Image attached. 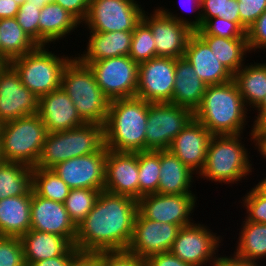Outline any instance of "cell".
<instances>
[{"label":"cell","mask_w":266,"mask_h":266,"mask_svg":"<svg viewBox=\"0 0 266 266\" xmlns=\"http://www.w3.org/2000/svg\"><path fill=\"white\" fill-rule=\"evenodd\" d=\"M197 194H149L138 200V211L147 219L180 227L193 224Z\"/></svg>","instance_id":"obj_14"},{"label":"cell","mask_w":266,"mask_h":266,"mask_svg":"<svg viewBox=\"0 0 266 266\" xmlns=\"http://www.w3.org/2000/svg\"><path fill=\"white\" fill-rule=\"evenodd\" d=\"M196 175L169 150H160V194H194L191 190Z\"/></svg>","instance_id":"obj_27"},{"label":"cell","mask_w":266,"mask_h":266,"mask_svg":"<svg viewBox=\"0 0 266 266\" xmlns=\"http://www.w3.org/2000/svg\"><path fill=\"white\" fill-rule=\"evenodd\" d=\"M3 162L2 155H1V146H0V163Z\"/></svg>","instance_id":"obj_61"},{"label":"cell","mask_w":266,"mask_h":266,"mask_svg":"<svg viewBox=\"0 0 266 266\" xmlns=\"http://www.w3.org/2000/svg\"><path fill=\"white\" fill-rule=\"evenodd\" d=\"M0 266H27L20 237L0 236Z\"/></svg>","instance_id":"obj_42"},{"label":"cell","mask_w":266,"mask_h":266,"mask_svg":"<svg viewBox=\"0 0 266 266\" xmlns=\"http://www.w3.org/2000/svg\"><path fill=\"white\" fill-rule=\"evenodd\" d=\"M147 266H192L169 252L151 255L146 259Z\"/></svg>","instance_id":"obj_49"},{"label":"cell","mask_w":266,"mask_h":266,"mask_svg":"<svg viewBox=\"0 0 266 266\" xmlns=\"http://www.w3.org/2000/svg\"><path fill=\"white\" fill-rule=\"evenodd\" d=\"M86 49L75 57L84 65L112 57L128 56L133 31L89 32ZM81 54V55H80Z\"/></svg>","instance_id":"obj_24"},{"label":"cell","mask_w":266,"mask_h":266,"mask_svg":"<svg viewBox=\"0 0 266 266\" xmlns=\"http://www.w3.org/2000/svg\"><path fill=\"white\" fill-rule=\"evenodd\" d=\"M254 188L264 197H266V177H263Z\"/></svg>","instance_id":"obj_56"},{"label":"cell","mask_w":266,"mask_h":266,"mask_svg":"<svg viewBox=\"0 0 266 266\" xmlns=\"http://www.w3.org/2000/svg\"><path fill=\"white\" fill-rule=\"evenodd\" d=\"M30 217L32 230L63 236L74 245L76 226L64 203L42 198L32 189Z\"/></svg>","instance_id":"obj_20"},{"label":"cell","mask_w":266,"mask_h":266,"mask_svg":"<svg viewBox=\"0 0 266 266\" xmlns=\"http://www.w3.org/2000/svg\"><path fill=\"white\" fill-rule=\"evenodd\" d=\"M19 6L22 5L26 0H14Z\"/></svg>","instance_id":"obj_60"},{"label":"cell","mask_w":266,"mask_h":266,"mask_svg":"<svg viewBox=\"0 0 266 266\" xmlns=\"http://www.w3.org/2000/svg\"><path fill=\"white\" fill-rule=\"evenodd\" d=\"M253 132H266V118L256 127Z\"/></svg>","instance_id":"obj_57"},{"label":"cell","mask_w":266,"mask_h":266,"mask_svg":"<svg viewBox=\"0 0 266 266\" xmlns=\"http://www.w3.org/2000/svg\"><path fill=\"white\" fill-rule=\"evenodd\" d=\"M254 110H256L257 115H255L256 119H253L252 129L258 126L266 118V96Z\"/></svg>","instance_id":"obj_55"},{"label":"cell","mask_w":266,"mask_h":266,"mask_svg":"<svg viewBox=\"0 0 266 266\" xmlns=\"http://www.w3.org/2000/svg\"><path fill=\"white\" fill-rule=\"evenodd\" d=\"M80 251L72 245L63 255L28 264L27 266H68Z\"/></svg>","instance_id":"obj_50"},{"label":"cell","mask_w":266,"mask_h":266,"mask_svg":"<svg viewBox=\"0 0 266 266\" xmlns=\"http://www.w3.org/2000/svg\"><path fill=\"white\" fill-rule=\"evenodd\" d=\"M137 211L138 200L101 191L92 210L76 226L74 246L91 253L126 250Z\"/></svg>","instance_id":"obj_1"},{"label":"cell","mask_w":266,"mask_h":266,"mask_svg":"<svg viewBox=\"0 0 266 266\" xmlns=\"http://www.w3.org/2000/svg\"><path fill=\"white\" fill-rule=\"evenodd\" d=\"M241 136L243 134L213 135L208 146L204 168L197 178L229 184V186L238 184L242 179L248 180L247 175H252L254 164L250 163V152L243 144Z\"/></svg>","instance_id":"obj_4"},{"label":"cell","mask_w":266,"mask_h":266,"mask_svg":"<svg viewBox=\"0 0 266 266\" xmlns=\"http://www.w3.org/2000/svg\"><path fill=\"white\" fill-rule=\"evenodd\" d=\"M100 266H147L146 259L127 250L101 251Z\"/></svg>","instance_id":"obj_44"},{"label":"cell","mask_w":266,"mask_h":266,"mask_svg":"<svg viewBox=\"0 0 266 266\" xmlns=\"http://www.w3.org/2000/svg\"><path fill=\"white\" fill-rule=\"evenodd\" d=\"M139 199L158 193L160 177V150L138 152Z\"/></svg>","instance_id":"obj_36"},{"label":"cell","mask_w":266,"mask_h":266,"mask_svg":"<svg viewBox=\"0 0 266 266\" xmlns=\"http://www.w3.org/2000/svg\"><path fill=\"white\" fill-rule=\"evenodd\" d=\"M246 38L250 54L266 49V10L247 29Z\"/></svg>","instance_id":"obj_46"},{"label":"cell","mask_w":266,"mask_h":266,"mask_svg":"<svg viewBox=\"0 0 266 266\" xmlns=\"http://www.w3.org/2000/svg\"><path fill=\"white\" fill-rule=\"evenodd\" d=\"M138 152L107 149L104 190L139 200Z\"/></svg>","instance_id":"obj_19"},{"label":"cell","mask_w":266,"mask_h":266,"mask_svg":"<svg viewBox=\"0 0 266 266\" xmlns=\"http://www.w3.org/2000/svg\"><path fill=\"white\" fill-rule=\"evenodd\" d=\"M38 115L48 133L70 130L84 124L74 103L61 87L38 99Z\"/></svg>","instance_id":"obj_22"},{"label":"cell","mask_w":266,"mask_h":266,"mask_svg":"<svg viewBox=\"0 0 266 266\" xmlns=\"http://www.w3.org/2000/svg\"><path fill=\"white\" fill-rule=\"evenodd\" d=\"M27 2L40 3V6L43 7L49 2H55V0H26Z\"/></svg>","instance_id":"obj_58"},{"label":"cell","mask_w":266,"mask_h":266,"mask_svg":"<svg viewBox=\"0 0 266 266\" xmlns=\"http://www.w3.org/2000/svg\"><path fill=\"white\" fill-rule=\"evenodd\" d=\"M19 11V5L14 0H0V19L14 18Z\"/></svg>","instance_id":"obj_54"},{"label":"cell","mask_w":266,"mask_h":266,"mask_svg":"<svg viewBox=\"0 0 266 266\" xmlns=\"http://www.w3.org/2000/svg\"><path fill=\"white\" fill-rule=\"evenodd\" d=\"M40 3L25 1L19 6L16 20L23 31L39 45Z\"/></svg>","instance_id":"obj_41"},{"label":"cell","mask_w":266,"mask_h":266,"mask_svg":"<svg viewBox=\"0 0 266 266\" xmlns=\"http://www.w3.org/2000/svg\"><path fill=\"white\" fill-rule=\"evenodd\" d=\"M200 6L202 24L211 18L220 17L240 26L237 0H201Z\"/></svg>","instance_id":"obj_39"},{"label":"cell","mask_w":266,"mask_h":266,"mask_svg":"<svg viewBox=\"0 0 266 266\" xmlns=\"http://www.w3.org/2000/svg\"><path fill=\"white\" fill-rule=\"evenodd\" d=\"M31 195L0 200V236L21 237L31 229Z\"/></svg>","instance_id":"obj_28"},{"label":"cell","mask_w":266,"mask_h":266,"mask_svg":"<svg viewBox=\"0 0 266 266\" xmlns=\"http://www.w3.org/2000/svg\"><path fill=\"white\" fill-rule=\"evenodd\" d=\"M245 196V197H244ZM242 197V206L246 209L245 219L256 223H266V197L254 187Z\"/></svg>","instance_id":"obj_43"},{"label":"cell","mask_w":266,"mask_h":266,"mask_svg":"<svg viewBox=\"0 0 266 266\" xmlns=\"http://www.w3.org/2000/svg\"><path fill=\"white\" fill-rule=\"evenodd\" d=\"M178 2L181 6V9L186 10L185 12H187V11H188V13L189 12H191V13L195 12V14H196L194 16L195 19H193V17L190 19L189 18L186 19V17L180 16L177 13L174 14V12L169 11L170 9L164 8L162 6L161 7L159 6V8L168 16L173 17L175 20L179 21L180 23H183V24L189 26L191 29H193V31L198 30L202 26V17H201V11H200L201 10V6H200L201 0H179ZM190 3H191V5H190ZM188 6H190V8Z\"/></svg>","instance_id":"obj_47"},{"label":"cell","mask_w":266,"mask_h":266,"mask_svg":"<svg viewBox=\"0 0 266 266\" xmlns=\"http://www.w3.org/2000/svg\"><path fill=\"white\" fill-rule=\"evenodd\" d=\"M206 87L207 85L184 57L176 59L172 104L187 108L194 113L201 104Z\"/></svg>","instance_id":"obj_25"},{"label":"cell","mask_w":266,"mask_h":266,"mask_svg":"<svg viewBox=\"0 0 266 266\" xmlns=\"http://www.w3.org/2000/svg\"><path fill=\"white\" fill-rule=\"evenodd\" d=\"M206 85H219L233 80V74L214 56L208 44L194 32L183 56Z\"/></svg>","instance_id":"obj_23"},{"label":"cell","mask_w":266,"mask_h":266,"mask_svg":"<svg viewBox=\"0 0 266 266\" xmlns=\"http://www.w3.org/2000/svg\"><path fill=\"white\" fill-rule=\"evenodd\" d=\"M47 47L50 48L38 46L9 62L19 74L22 84L38 99L61 87L62 71L74 56H62Z\"/></svg>","instance_id":"obj_8"},{"label":"cell","mask_w":266,"mask_h":266,"mask_svg":"<svg viewBox=\"0 0 266 266\" xmlns=\"http://www.w3.org/2000/svg\"><path fill=\"white\" fill-rule=\"evenodd\" d=\"M234 254L240 258L259 262L266 260V223L244 221Z\"/></svg>","instance_id":"obj_33"},{"label":"cell","mask_w":266,"mask_h":266,"mask_svg":"<svg viewBox=\"0 0 266 266\" xmlns=\"http://www.w3.org/2000/svg\"><path fill=\"white\" fill-rule=\"evenodd\" d=\"M210 47L214 56L234 75L245 65L249 54L247 38H222L199 35Z\"/></svg>","instance_id":"obj_32"},{"label":"cell","mask_w":266,"mask_h":266,"mask_svg":"<svg viewBox=\"0 0 266 266\" xmlns=\"http://www.w3.org/2000/svg\"><path fill=\"white\" fill-rule=\"evenodd\" d=\"M39 45L18 24L16 18L0 19V60L8 63L32 52Z\"/></svg>","instance_id":"obj_31"},{"label":"cell","mask_w":266,"mask_h":266,"mask_svg":"<svg viewBox=\"0 0 266 266\" xmlns=\"http://www.w3.org/2000/svg\"><path fill=\"white\" fill-rule=\"evenodd\" d=\"M254 129L249 131V139L254 143L255 150L259 151L260 156L266 159V132H253Z\"/></svg>","instance_id":"obj_53"},{"label":"cell","mask_w":266,"mask_h":266,"mask_svg":"<svg viewBox=\"0 0 266 266\" xmlns=\"http://www.w3.org/2000/svg\"><path fill=\"white\" fill-rule=\"evenodd\" d=\"M87 66L109 101L136 96L139 64L129 56L89 62Z\"/></svg>","instance_id":"obj_10"},{"label":"cell","mask_w":266,"mask_h":266,"mask_svg":"<svg viewBox=\"0 0 266 266\" xmlns=\"http://www.w3.org/2000/svg\"><path fill=\"white\" fill-rule=\"evenodd\" d=\"M212 134L196 119L191 121L173 139L168 150L176 155L197 177L204 168Z\"/></svg>","instance_id":"obj_21"},{"label":"cell","mask_w":266,"mask_h":266,"mask_svg":"<svg viewBox=\"0 0 266 266\" xmlns=\"http://www.w3.org/2000/svg\"><path fill=\"white\" fill-rule=\"evenodd\" d=\"M194 117V113L172 103H149L145 151L168 150L173 139Z\"/></svg>","instance_id":"obj_11"},{"label":"cell","mask_w":266,"mask_h":266,"mask_svg":"<svg viewBox=\"0 0 266 266\" xmlns=\"http://www.w3.org/2000/svg\"><path fill=\"white\" fill-rule=\"evenodd\" d=\"M248 64L234 74L233 80L238 86L246 107L252 111L266 96V63L262 61V63Z\"/></svg>","instance_id":"obj_30"},{"label":"cell","mask_w":266,"mask_h":266,"mask_svg":"<svg viewBox=\"0 0 266 266\" xmlns=\"http://www.w3.org/2000/svg\"><path fill=\"white\" fill-rule=\"evenodd\" d=\"M8 64L7 61H4V60H0V72L1 70Z\"/></svg>","instance_id":"obj_59"},{"label":"cell","mask_w":266,"mask_h":266,"mask_svg":"<svg viewBox=\"0 0 266 266\" xmlns=\"http://www.w3.org/2000/svg\"><path fill=\"white\" fill-rule=\"evenodd\" d=\"M139 3L136 0H90L81 27H87L88 32L133 31L144 11Z\"/></svg>","instance_id":"obj_9"},{"label":"cell","mask_w":266,"mask_h":266,"mask_svg":"<svg viewBox=\"0 0 266 266\" xmlns=\"http://www.w3.org/2000/svg\"><path fill=\"white\" fill-rule=\"evenodd\" d=\"M260 263L261 262L240 258L232 253L230 256L219 254L215 266H260Z\"/></svg>","instance_id":"obj_52"},{"label":"cell","mask_w":266,"mask_h":266,"mask_svg":"<svg viewBox=\"0 0 266 266\" xmlns=\"http://www.w3.org/2000/svg\"><path fill=\"white\" fill-rule=\"evenodd\" d=\"M55 3L60 4L82 24L87 17L90 0H55Z\"/></svg>","instance_id":"obj_48"},{"label":"cell","mask_w":266,"mask_h":266,"mask_svg":"<svg viewBox=\"0 0 266 266\" xmlns=\"http://www.w3.org/2000/svg\"><path fill=\"white\" fill-rule=\"evenodd\" d=\"M195 32L198 35H211L222 38H246V32L236 22L220 17L206 20Z\"/></svg>","instance_id":"obj_40"},{"label":"cell","mask_w":266,"mask_h":266,"mask_svg":"<svg viewBox=\"0 0 266 266\" xmlns=\"http://www.w3.org/2000/svg\"><path fill=\"white\" fill-rule=\"evenodd\" d=\"M234 80L207 85L201 104L194 112L196 118L212 135L244 134L248 114Z\"/></svg>","instance_id":"obj_2"},{"label":"cell","mask_w":266,"mask_h":266,"mask_svg":"<svg viewBox=\"0 0 266 266\" xmlns=\"http://www.w3.org/2000/svg\"><path fill=\"white\" fill-rule=\"evenodd\" d=\"M128 56L138 64L156 57V46L152 30L143 20L133 30Z\"/></svg>","instance_id":"obj_38"},{"label":"cell","mask_w":266,"mask_h":266,"mask_svg":"<svg viewBox=\"0 0 266 266\" xmlns=\"http://www.w3.org/2000/svg\"><path fill=\"white\" fill-rule=\"evenodd\" d=\"M149 103L139 97L109 102L104 125L105 147L116 152L145 151Z\"/></svg>","instance_id":"obj_3"},{"label":"cell","mask_w":266,"mask_h":266,"mask_svg":"<svg viewBox=\"0 0 266 266\" xmlns=\"http://www.w3.org/2000/svg\"><path fill=\"white\" fill-rule=\"evenodd\" d=\"M32 189L40 197L64 203L70 188L52 170L34 167L32 171Z\"/></svg>","instance_id":"obj_35"},{"label":"cell","mask_w":266,"mask_h":266,"mask_svg":"<svg viewBox=\"0 0 266 266\" xmlns=\"http://www.w3.org/2000/svg\"><path fill=\"white\" fill-rule=\"evenodd\" d=\"M100 193L101 190L95 189H70L64 205L75 226L79 225L92 210Z\"/></svg>","instance_id":"obj_37"},{"label":"cell","mask_w":266,"mask_h":266,"mask_svg":"<svg viewBox=\"0 0 266 266\" xmlns=\"http://www.w3.org/2000/svg\"><path fill=\"white\" fill-rule=\"evenodd\" d=\"M104 147V125L84 123L70 130L47 133L35 167L52 169L60 162L100 152Z\"/></svg>","instance_id":"obj_6"},{"label":"cell","mask_w":266,"mask_h":266,"mask_svg":"<svg viewBox=\"0 0 266 266\" xmlns=\"http://www.w3.org/2000/svg\"><path fill=\"white\" fill-rule=\"evenodd\" d=\"M38 114V98L21 82L8 63L0 72V122Z\"/></svg>","instance_id":"obj_17"},{"label":"cell","mask_w":266,"mask_h":266,"mask_svg":"<svg viewBox=\"0 0 266 266\" xmlns=\"http://www.w3.org/2000/svg\"><path fill=\"white\" fill-rule=\"evenodd\" d=\"M209 228L195 222L181 227L170 252L192 266H215L224 240Z\"/></svg>","instance_id":"obj_12"},{"label":"cell","mask_w":266,"mask_h":266,"mask_svg":"<svg viewBox=\"0 0 266 266\" xmlns=\"http://www.w3.org/2000/svg\"><path fill=\"white\" fill-rule=\"evenodd\" d=\"M47 133L38 114L3 123L0 132L3 161L34 168L40 158Z\"/></svg>","instance_id":"obj_7"},{"label":"cell","mask_w":266,"mask_h":266,"mask_svg":"<svg viewBox=\"0 0 266 266\" xmlns=\"http://www.w3.org/2000/svg\"><path fill=\"white\" fill-rule=\"evenodd\" d=\"M78 27L80 23L60 4L49 2L40 11L39 46H50L52 42L66 39Z\"/></svg>","instance_id":"obj_26"},{"label":"cell","mask_w":266,"mask_h":266,"mask_svg":"<svg viewBox=\"0 0 266 266\" xmlns=\"http://www.w3.org/2000/svg\"><path fill=\"white\" fill-rule=\"evenodd\" d=\"M26 265L63 255L72 244L63 236L30 229L21 237Z\"/></svg>","instance_id":"obj_29"},{"label":"cell","mask_w":266,"mask_h":266,"mask_svg":"<svg viewBox=\"0 0 266 266\" xmlns=\"http://www.w3.org/2000/svg\"><path fill=\"white\" fill-rule=\"evenodd\" d=\"M61 88L74 103L84 123L105 125L110 101L96 83L90 68L76 57L62 71Z\"/></svg>","instance_id":"obj_5"},{"label":"cell","mask_w":266,"mask_h":266,"mask_svg":"<svg viewBox=\"0 0 266 266\" xmlns=\"http://www.w3.org/2000/svg\"><path fill=\"white\" fill-rule=\"evenodd\" d=\"M240 27L246 32L256 19L266 10V0H237Z\"/></svg>","instance_id":"obj_45"},{"label":"cell","mask_w":266,"mask_h":266,"mask_svg":"<svg viewBox=\"0 0 266 266\" xmlns=\"http://www.w3.org/2000/svg\"><path fill=\"white\" fill-rule=\"evenodd\" d=\"M153 9L150 14L144 10L142 20L152 30L156 57L182 58L189 38L195 31L168 16L159 7Z\"/></svg>","instance_id":"obj_15"},{"label":"cell","mask_w":266,"mask_h":266,"mask_svg":"<svg viewBox=\"0 0 266 266\" xmlns=\"http://www.w3.org/2000/svg\"><path fill=\"white\" fill-rule=\"evenodd\" d=\"M180 228L179 225L149 220L137 211L132 237L126 250L143 259L169 252Z\"/></svg>","instance_id":"obj_16"},{"label":"cell","mask_w":266,"mask_h":266,"mask_svg":"<svg viewBox=\"0 0 266 266\" xmlns=\"http://www.w3.org/2000/svg\"><path fill=\"white\" fill-rule=\"evenodd\" d=\"M176 59L154 57L139 64L136 97L148 103H171Z\"/></svg>","instance_id":"obj_13"},{"label":"cell","mask_w":266,"mask_h":266,"mask_svg":"<svg viewBox=\"0 0 266 266\" xmlns=\"http://www.w3.org/2000/svg\"><path fill=\"white\" fill-rule=\"evenodd\" d=\"M32 171L21 163H0V200L27 195L32 190Z\"/></svg>","instance_id":"obj_34"},{"label":"cell","mask_w":266,"mask_h":266,"mask_svg":"<svg viewBox=\"0 0 266 266\" xmlns=\"http://www.w3.org/2000/svg\"><path fill=\"white\" fill-rule=\"evenodd\" d=\"M68 266H100L99 252H79Z\"/></svg>","instance_id":"obj_51"},{"label":"cell","mask_w":266,"mask_h":266,"mask_svg":"<svg viewBox=\"0 0 266 266\" xmlns=\"http://www.w3.org/2000/svg\"><path fill=\"white\" fill-rule=\"evenodd\" d=\"M107 148L89 155L74 157L55 165L52 170L70 189L104 190Z\"/></svg>","instance_id":"obj_18"}]
</instances>
